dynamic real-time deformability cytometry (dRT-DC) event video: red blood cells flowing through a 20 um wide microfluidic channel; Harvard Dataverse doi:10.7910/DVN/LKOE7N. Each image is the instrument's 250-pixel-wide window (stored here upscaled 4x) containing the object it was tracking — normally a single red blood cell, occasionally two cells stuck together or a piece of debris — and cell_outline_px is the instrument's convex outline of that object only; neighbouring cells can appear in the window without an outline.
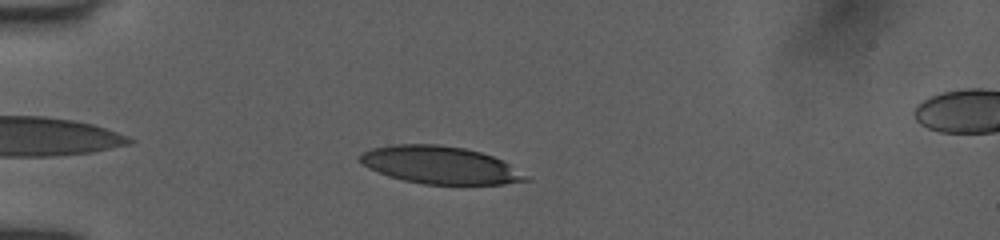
{"species": "human", "species_latin": "Homo sapiens", "temperature_condition": "room temperature", "stored_images_in_passage": 56, "camera_frame_rate_fps": 3000, "um_per_image_px": 0.085, "donor": {"sex": "female"}, "frame": {"image": 1, "passage_image": 6, "time_ms": 1.333, "image_size_px": [1000, 240], "cell_outline_px": [[532, 180], [504, 184], [424, 184], [404, 180], [388, 176], [368, 168], [360, 160], [360, 156], [364, 152], [372, 148], [392, 144], [436, 144], [464, 148], [480, 152], [492, 156], [508, 164], [528, 176]], "centroid_in_image_um": [37.4, 14.03], "position_along_channel_um": 47.6, "area_um2": 35.95}}
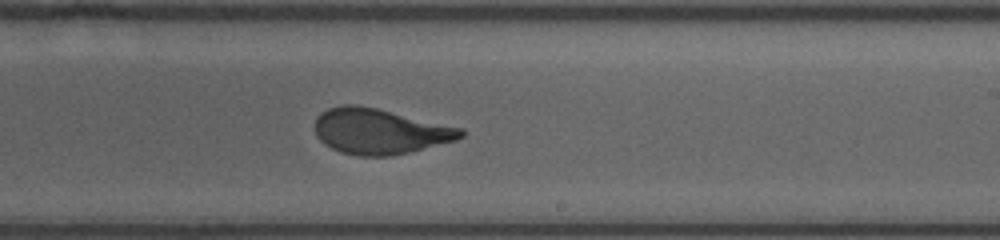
{"frame": {"image": 2, "passage_image": 32, "time_ms": 7.333, "image_size_px": [1000, 240], "cell_outline_px": [[464, 136], [456, 140], [392, 156], [360, 156], [340, 152], [324, 144], [316, 136], [316, 116], [320, 112], [328, 108], [340, 104], [356, 104], [376, 108], [464, 128]], "centroid_in_image_um": [32.26, 11.15], "position_along_channel_um": 256.7, "area_um2": 38.73}}
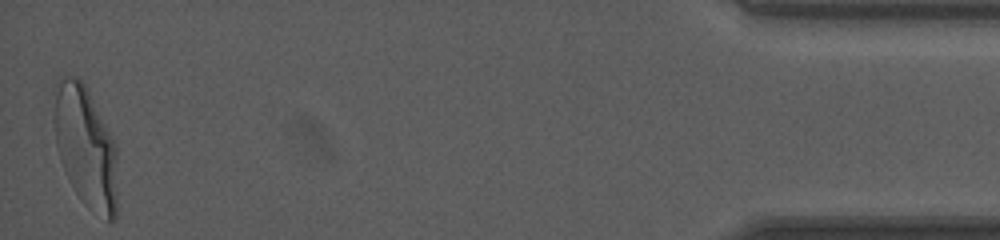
{"frame": {"image": 3, "passage_image": 55, "time_ms": 13.667, "image_size_px": [1000, 240], "cell_outline_px": [[116, 216], [108, 224], [88, 208], [84, 204], [76, 192], [60, 160], [56, 144], [52, 124], [52, 84], [60, 76], [76, 76], [84, 84], [116, 144]], "centroid_in_image_um": [7.22, 12.44], "position_along_channel_um": 428.0, "area_um2": 45.55}, "authors_computed_cell_mechanics": {"area_um2": 38.8416, "velocity_mm_per_s": 3.9581, "shape_relaxation_time_tau1_ms": 4.1239, "shape_relaxation_time_tau2_ms": 0.8327, "deformation_change_tau1": 0.2142, "deformation_change_tau2": 0.0557}}